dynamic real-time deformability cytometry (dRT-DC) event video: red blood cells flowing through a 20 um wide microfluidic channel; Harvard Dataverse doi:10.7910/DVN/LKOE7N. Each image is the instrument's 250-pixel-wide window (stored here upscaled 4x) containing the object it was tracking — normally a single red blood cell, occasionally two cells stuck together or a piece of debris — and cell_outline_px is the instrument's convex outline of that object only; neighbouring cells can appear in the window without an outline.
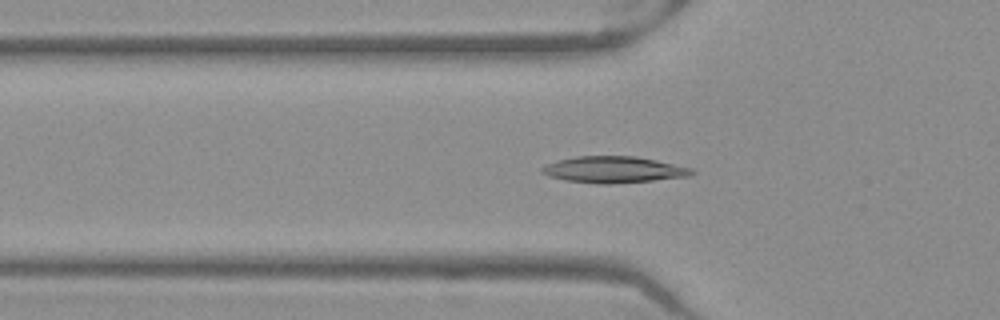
{"species": "Egyptian fruit bat (a non-hibernating species)", "species_latin": "Rousettus aegyptiacus", "temperature_condition": "warm", "stored_images_in_passage": 51, "camera_frame_rate_fps": 3000, "um_per_image_px": 0.085, "frame": {"image": 1, "passage_image": 17, "time_ms": 5.333, "image_size_px": [1000, 320], "cell_outline_px": [[696, 172], [692, 176], [652, 180], [608, 184], [596, 184], [564, 180], [548, 176], [540, 172], [540, 168], [544, 164], [556, 160], [576, 156], [636, 156], [656, 160], [692, 168]], "centroid_in_image_um": [52.11, 14.41], "position_along_channel_um": 73.7, "area_um2": 23.29}}
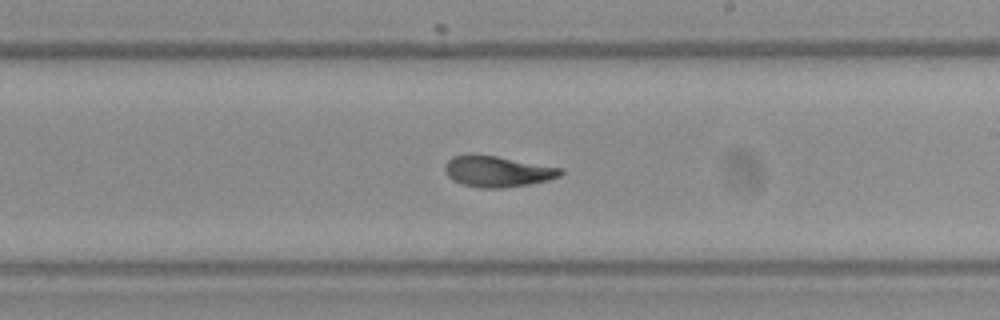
{"frame": {"image": 2, "passage_image": 30, "time_ms": 9.667, "image_size_px": [1000, 320], "cell_outline_px": [[564, 172], [560, 176], [548, 180], [528, 184], [500, 188], [480, 188], [464, 184], [452, 180], [448, 176], [444, 168], [444, 164], [452, 156], [496, 156], [564, 168]], "centroid_in_image_um": [42.32, 14.58], "position_along_channel_um": 246.7, "area_um2": 20.52}}
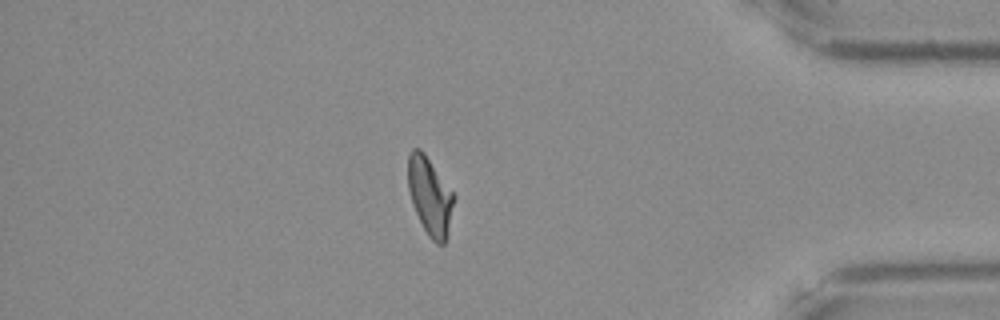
{"frame": {"image": 3, "passage_image": 44, "time_ms": 14.333, "image_size_px": [1000, 320], "cell_outline_px": [[456, 196], [448, 236], [444, 244], [436, 244], [428, 236], [412, 204], [408, 188], [408, 156], [412, 148], [420, 148], [424, 152]], "centroid_in_image_um": [36.56, 16.68], "position_along_channel_um": 398.6, "area_um2": 20.98}, "authors_computed_cell_mechanics": {"area_um2": 21.2704, "velocity_mm_per_s": 3.9846, "shape_relaxation_time_tau1_ms": null, "shape_relaxation_time_tau2_ms": 2.28, "deformation_change_tau1": null, "deformation_change_tau2": 0.0804}}